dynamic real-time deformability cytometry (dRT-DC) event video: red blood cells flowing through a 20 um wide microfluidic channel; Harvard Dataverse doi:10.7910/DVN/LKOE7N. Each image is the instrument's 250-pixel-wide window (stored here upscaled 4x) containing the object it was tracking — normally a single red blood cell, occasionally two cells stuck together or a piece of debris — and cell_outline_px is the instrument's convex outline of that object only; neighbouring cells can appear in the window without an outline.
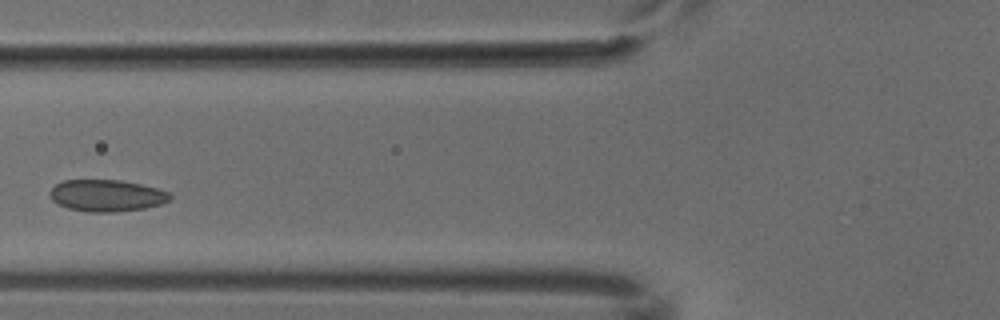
{"species": "common noctule bat (a hibernating species)", "species_latin": "Nyctalus noctula", "temperature_condition": "cold", "stored_images_in_passage": 3, "camera_frame_rate_fps": 3000, "um_per_image_px": 0.085, "animal": {"sex": "male", "body_mass_g": 18.8}, "frame": {"image": 1, "passage_image": 3, "time_ms": 0.667, "image_size_px": [1000, 320], "cell_outline_px": [[172, 196], [168, 200], [160, 204], [144, 208], [112, 212], [88, 212], [68, 208], [52, 200], [48, 192], [56, 184], [64, 180], [120, 180], [140, 184], [156, 188], [168, 192]], "centroid_in_image_um": [9.04, 16.62], "position_along_channel_um": 116.8, "area_um2": 22.02}}